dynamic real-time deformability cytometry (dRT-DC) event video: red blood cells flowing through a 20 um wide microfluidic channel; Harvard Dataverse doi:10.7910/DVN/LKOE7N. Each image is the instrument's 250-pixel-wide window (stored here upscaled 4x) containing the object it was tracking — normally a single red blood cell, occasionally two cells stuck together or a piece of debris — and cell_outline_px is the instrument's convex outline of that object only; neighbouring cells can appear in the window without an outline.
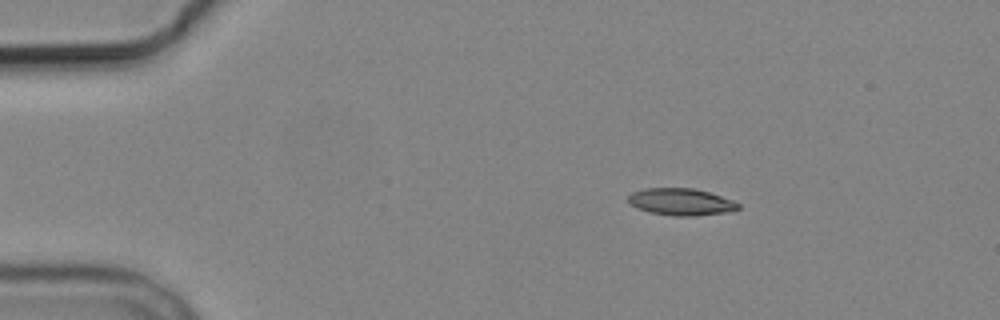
{"species": "common noctule bat (a hibernating species)", "species_latin": "Nyctalus noctula", "temperature_condition": "cold", "stored_images_in_passage": 4, "camera_frame_rate_fps": 3000, "um_per_image_px": 0.085, "animal": {"sex": "male", "body_mass_g": 19.2, "forearm_length_mm": 51.8}, "frame": {"image": 1, "passage_image": 2, "time_ms": 1.333, "image_size_px": [1000, 320], "cell_outline_px": [[740, 208], [724, 212], [692, 216], [672, 216], [648, 212], [636, 208], [628, 204], [628, 196], [632, 192], [644, 188], [692, 188], [708, 192], [732, 200], [740, 204]], "centroid_in_image_um": [57.81, 17.16], "position_along_channel_um": 27.2, "area_um2": 17.28}}